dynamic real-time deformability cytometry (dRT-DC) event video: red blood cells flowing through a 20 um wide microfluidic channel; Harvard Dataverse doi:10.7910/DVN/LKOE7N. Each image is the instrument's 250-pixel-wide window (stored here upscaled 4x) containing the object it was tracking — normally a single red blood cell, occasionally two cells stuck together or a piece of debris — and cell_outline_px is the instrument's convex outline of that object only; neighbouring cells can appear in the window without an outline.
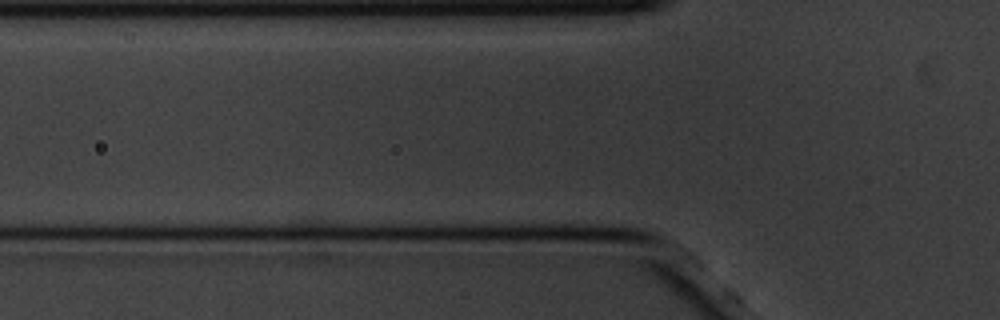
{"species": "common noctule bat (a hibernating species)", "species_latin": "Nyctalus noctula", "temperature_condition": "cold", "stored_images_in_passage": 2, "camera_frame_rate_fps": 3000, "um_per_image_px": 0.085, "animal": {"sex": "male", "body_mass_g": 20.1, "forearm_length_mm": 53.5}, "frame": {"image": 1, "passage_image": 2, "time_ms": 0.333, "image_size_px": [1000, 320], "cell_outline_px": [[604, 12], [588, 28], [576, 32], [396, 32], [416, 12]], "centroid_in_image_um": [42.47, 1.87], "position_along_channel_um": 83.3, "area_um2": 27.05}}